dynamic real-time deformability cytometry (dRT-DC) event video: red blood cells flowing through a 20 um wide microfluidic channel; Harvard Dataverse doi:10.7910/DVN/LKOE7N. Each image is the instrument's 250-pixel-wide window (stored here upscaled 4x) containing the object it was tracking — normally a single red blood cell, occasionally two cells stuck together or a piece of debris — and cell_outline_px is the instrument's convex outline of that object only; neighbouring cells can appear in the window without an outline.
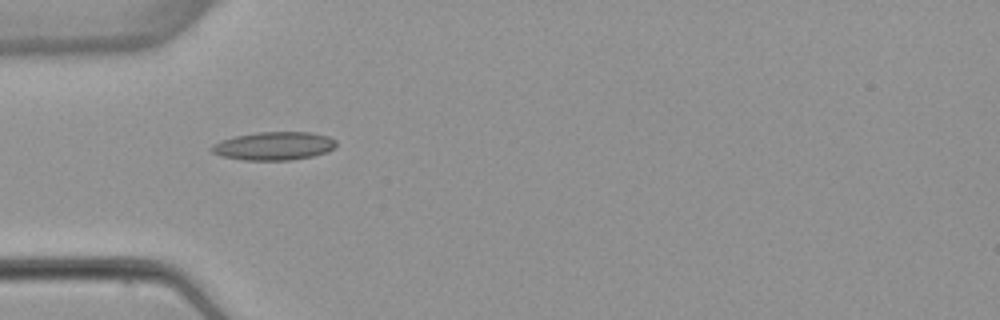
{"species": "common noctule bat (a hibernating species)", "species_latin": "Nyctalus noctula", "temperature_condition": "warm", "stored_images_in_passage": 5, "camera_frame_rate_fps": 3000, "um_per_image_px": 0.085, "animal": {"sex": "female", "body_mass_g": 22.7, "forearm_length_mm": 54.2}, "frame": {"image": 1, "passage_image": 4, "time_ms": 4.667, "image_size_px": [1000, 320], "cell_outline_px": [[336, 148], [328, 152], [312, 156], [292, 160], [244, 160], [220, 156], [212, 152], [208, 148], [212, 144], [220, 140], [236, 136], [256, 132], [308, 132], [328, 136], [336, 140]], "centroid_in_image_um": [23.27, 12.41], "position_along_channel_um": 61.7, "area_um2": 20.75}}
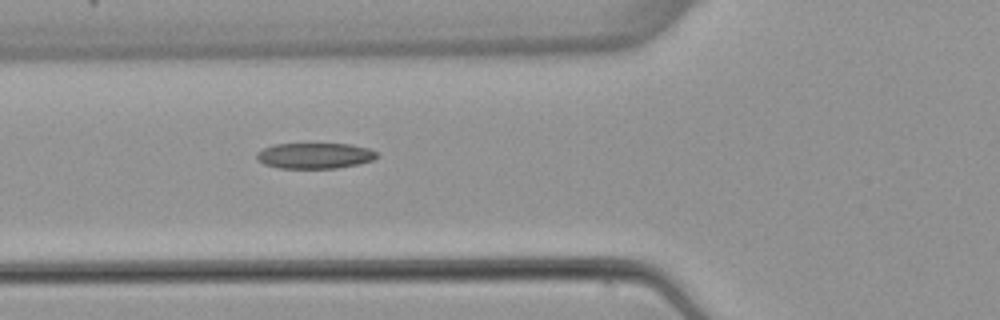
{"frame": {"image": 2, "passage_image": 5, "time_ms": 5.667, "image_size_px": [1000, 320], "cell_outline_px": [[380, 156], [372, 160], [356, 164], [336, 168], [280, 168], [264, 164], [256, 160], [256, 152], [272, 144], [352, 144], [368, 148], [376, 152]], "centroid_in_image_um": [26.73, 13.23], "position_along_channel_um": 99.1, "area_um2": 18.03}}